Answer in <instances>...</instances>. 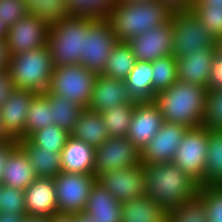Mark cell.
I'll list each match as a JSON object with an SVG mask.
<instances>
[{
	"label": "cell",
	"mask_w": 222,
	"mask_h": 222,
	"mask_svg": "<svg viewBox=\"0 0 222 222\" xmlns=\"http://www.w3.org/2000/svg\"><path fill=\"white\" fill-rule=\"evenodd\" d=\"M136 58L127 42L119 41L111 50L101 75L125 81L135 66Z\"/></svg>",
	"instance_id": "cell-29"
},
{
	"label": "cell",
	"mask_w": 222,
	"mask_h": 222,
	"mask_svg": "<svg viewBox=\"0 0 222 222\" xmlns=\"http://www.w3.org/2000/svg\"><path fill=\"white\" fill-rule=\"evenodd\" d=\"M26 214H8L0 211V222H23Z\"/></svg>",
	"instance_id": "cell-48"
},
{
	"label": "cell",
	"mask_w": 222,
	"mask_h": 222,
	"mask_svg": "<svg viewBox=\"0 0 222 222\" xmlns=\"http://www.w3.org/2000/svg\"><path fill=\"white\" fill-rule=\"evenodd\" d=\"M146 195L166 211L195 198L199 184L173 163H142Z\"/></svg>",
	"instance_id": "cell-1"
},
{
	"label": "cell",
	"mask_w": 222,
	"mask_h": 222,
	"mask_svg": "<svg viewBox=\"0 0 222 222\" xmlns=\"http://www.w3.org/2000/svg\"><path fill=\"white\" fill-rule=\"evenodd\" d=\"M14 88L47 92L55 64L47 45L11 56L8 65Z\"/></svg>",
	"instance_id": "cell-5"
},
{
	"label": "cell",
	"mask_w": 222,
	"mask_h": 222,
	"mask_svg": "<svg viewBox=\"0 0 222 222\" xmlns=\"http://www.w3.org/2000/svg\"><path fill=\"white\" fill-rule=\"evenodd\" d=\"M215 50L222 55V35L215 39Z\"/></svg>",
	"instance_id": "cell-55"
},
{
	"label": "cell",
	"mask_w": 222,
	"mask_h": 222,
	"mask_svg": "<svg viewBox=\"0 0 222 222\" xmlns=\"http://www.w3.org/2000/svg\"><path fill=\"white\" fill-rule=\"evenodd\" d=\"M209 130L200 125L188 128L172 163L203 187V173L208 153Z\"/></svg>",
	"instance_id": "cell-8"
},
{
	"label": "cell",
	"mask_w": 222,
	"mask_h": 222,
	"mask_svg": "<svg viewBox=\"0 0 222 222\" xmlns=\"http://www.w3.org/2000/svg\"><path fill=\"white\" fill-rule=\"evenodd\" d=\"M50 26L27 14L8 28L7 47L10 55L35 50L47 45Z\"/></svg>",
	"instance_id": "cell-13"
},
{
	"label": "cell",
	"mask_w": 222,
	"mask_h": 222,
	"mask_svg": "<svg viewBox=\"0 0 222 222\" xmlns=\"http://www.w3.org/2000/svg\"><path fill=\"white\" fill-rule=\"evenodd\" d=\"M112 196L121 204L125 201L146 195L144 167L142 163L101 173L96 177Z\"/></svg>",
	"instance_id": "cell-12"
},
{
	"label": "cell",
	"mask_w": 222,
	"mask_h": 222,
	"mask_svg": "<svg viewBox=\"0 0 222 222\" xmlns=\"http://www.w3.org/2000/svg\"><path fill=\"white\" fill-rule=\"evenodd\" d=\"M173 12L191 11L195 0H158Z\"/></svg>",
	"instance_id": "cell-46"
},
{
	"label": "cell",
	"mask_w": 222,
	"mask_h": 222,
	"mask_svg": "<svg viewBox=\"0 0 222 222\" xmlns=\"http://www.w3.org/2000/svg\"><path fill=\"white\" fill-rule=\"evenodd\" d=\"M7 140H11V138L4 131L3 126H2V122L0 119V143L3 141H7Z\"/></svg>",
	"instance_id": "cell-54"
},
{
	"label": "cell",
	"mask_w": 222,
	"mask_h": 222,
	"mask_svg": "<svg viewBox=\"0 0 222 222\" xmlns=\"http://www.w3.org/2000/svg\"><path fill=\"white\" fill-rule=\"evenodd\" d=\"M197 196L205 204L208 222H222V186L199 187Z\"/></svg>",
	"instance_id": "cell-38"
},
{
	"label": "cell",
	"mask_w": 222,
	"mask_h": 222,
	"mask_svg": "<svg viewBox=\"0 0 222 222\" xmlns=\"http://www.w3.org/2000/svg\"><path fill=\"white\" fill-rule=\"evenodd\" d=\"M96 17L72 15L50 26L47 47L55 67L79 65L85 56V35Z\"/></svg>",
	"instance_id": "cell-4"
},
{
	"label": "cell",
	"mask_w": 222,
	"mask_h": 222,
	"mask_svg": "<svg viewBox=\"0 0 222 222\" xmlns=\"http://www.w3.org/2000/svg\"><path fill=\"white\" fill-rule=\"evenodd\" d=\"M69 136L68 132L52 124L32 133L27 139L40 150H52V152L61 153Z\"/></svg>",
	"instance_id": "cell-35"
},
{
	"label": "cell",
	"mask_w": 222,
	"mask_h": 222,
	"mask_svg": "<svg viewBox=\"0 0 222 222\" xmlns=\"http://www.w3.org/2000/svg\"><path fill=\"white\" fill-rule=\"evenodd\" d=\"M122 204L97 181L93 184L84 212L97 222H121Z\"/></svg>",
	"instance_id": "cell-22"
},
{
	"label": "cell",
	"mask_w": 222,
	"mask_h": 222,
	"mask_svg": "<svg viewBox=\"0 0 222 222\" xmlns=\"http://www.w3.org/2000/svg\"><path fill=\"white\" fill-rule=\"evenodd\" d=\"M18 145V140L11 139L0 143V184H2L3 170L11 151Z\"/></svg>",
	"instance_id": "cell-45"
},
{
	"label": "cell",
	"mask_w": 222,
	"mask_h": 222,
	"mask_svg": "<svg viewBox=\"0 0 222 222\" xmlns=\"http://www.w3.org/2000/svg\"><path fill=\"white\" fill-rule=\"evenodd\" d=\"M119 41L107 18H97L85 35V56L80 64L87 70L101 74L106 66L111 50Z\"/></svg>",
	"instance_id": "cell-10"
},
{
	"label": "cell",
	"mask_w": 222,
	"mask_h": 222,
	"mask_svg": "<svg viewBox=\"0 0 222 222\" xmlns=\"http://www.w3.org/2000/svg\"><path fill=\"white\" fill-rule=\"evenodd\" d=\"M50 222H76L75 214L55 213L50 217Z\"/></svg>",
	"instance_id": "cell-49"
},
{
	"label": "cell",
	"mask_w": 222,
	"mask_h": 222,
	"mask_svg": "<svg viewBox=\"0 0 222 222\" xmlns=\"http://www.w3.org/2000/svg\"><path fill=\"white\" fill-rule=\"evenodd\" d=\"M137 102L134 100L132 103L122 104L100 112L109 137H127Z\"/></svg>",
	"instance_id": "cell-32"
},
{
	"label": "cell",
	"mask_w": 222,
	"mask_h": 222,
	"mask_svg": "<svg viewBox=\"0 0 222 222\" xmlns=\"http://www.w3.org/2000/svg\"><path fill=\"white\" fill-rule=\"evenodd\" d=\"M172 55L175 57L192 56L198 51L215 48L214 36L193 11L174 12Z\"/></svg>",
	"instance_id": "cell-6"
},
{
	"label": "cell",
	"mask_w": 222,
	"mask_h": 222,
	"mask_svg": "<svg viewBox=\"0 0 222 222\" xmlns=\"http://www.w3.org/2000/svg\"><path fill=\"white\" fill-rule=\"evenodd\" d=\"M70 135L76 139L83 140L94 148L102 145L110 138L102 115L88 108H84L81 111L74 130Z\"/></svg>",
	"instance_id": "cell-24"
},
{
	"label": "cell",
	"mask_w": 222,
	"mask_h": 222,
	"mask_svg": "<svg viewBox=\"0 0 222 222\" xmlns=\"http://www.w3.org/2000/svg\"><path fill=\"white\" fill-rule=\"evenodd\" d=\"M164 123L158 106L153 101L135 104L127 138L142 151Z\"/></svg>",
	"instance_id": "cell-16"
},
{
	"label": "cell",
	"mask_w": 222,
	"mask_h": 222,
	"mask_svg": "<svg viewBox=\"0 0 222 222\" xmlns=\"http://www.w3.org/2000/svg\"><path fill=\"white\" fill-rule=\"evenodd\" d=\"M29 15L49 26L71 16L67 0H23Z\"/></svg>",
	"instance_id": "cell-31"
},
{
	"label": "cell",
	"mask_w": 222,
	"mask_h": 222,
	"mask_svg": "<svg viewBox=\"0 0 222 222\" xmlns=\"http://www.w3.org/2000/svg\"><path fill=\"white\" fill-rule=\"evenodd\" d=\"M133 101L125 81L97 74L88 109L100 113Z\"/></svg>",
	"instance_id": "cell-18"
},
{
	"label": "cell",
	"mask_w": 222,
	"mask_h": 222,
	"mask_svg": "<svg viewBox=\"0 0 222 222\" xmlns=\"http://www.w3.org/2000/svg\"><path fill=\"white\" fill-rule=\"evenodd\" d=\"M95 148L69 136L61 151L62 172L94 174Z\"/></svg>",
	"instance_id": "cell-21"
},
{
	"label": "cell",
	"mask_w": 222,
	"mask_h": 222,
	"mask_svg": "<svg viewBox=\"0 0 222 222\" xmlns=\"http://www.w3.org/2000/svg\"><path fill=\"white\" fill-rule=\"evenodd\" d=\"M152 64L136 60L135 66L125 80L128 93L135 101H153Z\"/></svg>",
	"instance_id": "cell-27"
},
{
	"label": "cell",
	"mask_w": 222,
	"mask_h": 222,
	"mask_svg": "<svg viewBox=\"0 0 222 222\" xmlns=\"http://www.w3.org/2000/svg\"><path fill=\"white\" fill-rule=\"evenodd\" d=\"M203 186H222V131L209 130Z\"/></svg>",
	"instance_id": "cell-28"
},
{
	"label": "cell",
	"mask_w": 222,
	"mask_h": 222,
	"mask_svg": "<svg viewBox=\"0 0 222 222\" xmlns=\"http://www.w3.org/2000/svg\"><path fill=\"white\" fill-rule=\"evenodd\" d=\"M8 33L7 26L3 23V21L0 19V40H6Z\"/></svg>",
	"instance_id": "cell-53"
},
{
	"label": "cell",
	"mask_w": 222,
	"mask_h": 222,
	"mask_svg": "<svg viewBox=\"0 0 222 222\" xmlns=\"http://www.w3.org/2000/svg\"><path fill=\"white\" fill-rule=\"evenodd\" d=\"M43 94L50 103L52 123L71 134L84 108L57 94H51L48 91Z\"/></svg>",
	"instance_id": "cell-30"
},
{
	"label": "cell",
	"mask_w": 222,
	"mask_h": 222,
	"mask_svg": "<svg viewBox=\"0 0 222 222\" xmlns=\"http://www.w3.org/2000/svg\"><path fill=\"white\" fill-rule=\"evenodd\" d=\"M152 64L153 100L156 93L171 87L177 80V61L173 55L159 57Z\"/></svg>",
	"instance_id": "cell-33"
},
{
	"label": "cell",
	"mask_w": 222,
	"mask_h": 222,
	"mask_svg": "<svg viewBox=\"0 0 222 222\" xmlns=\"http://www.w3.org/2000/svg\"><path fill=\"white\" fill-rule=\"evenodd\" d=\"M76 222H97L93 219L92 216L88 215L85 212H78L75 214Z\"/></svg>",
	"instance_id": "cell-51"
},
{
	"label": "cell",
	"mask_w": 222,
	"mask_h": 222,
	"mask_svg": "<svg viewBox=\"0 0 222 222\" xmlns=\"http://www.w3.org/2000/svg\"><path fill=\"white\" fill-rule=\"evenodd\" d=\"M214 56L215 48L198 51L192 56L175 57L177 61L178 80L201 85L206 88Z\"/></svg>",
	"instance_id": "cell-20"
},
{
	"label": "cell",
	"mask_w": 222,
	"mask_h": 222,
	"mask_svg": "<svg viewBox=\"0 0 222 222\" xmlns=\"http://www.w3.org/2000/svg\"><path fill=\"white\" fill-rule=\"evenodd\" d=\"M27 14L23 0H0V19L7 28Z\"/></svg>",
	"instance_id": "cell-42"
},
{
	"label": "cell",
	"mask_w": 222,
	"mask_h": 222,
	"mask_svg": "<svg viewBox=\"0 0 222 222\" xmlns=\"http://www.w3.org/2000/svg\"><path fill=\"white\" fill-rule=\"evenodd\" d=\"M202 125L222 131V90L207 91Z\"/></svg>",
	"instance_id": "cell-39"
},
{
	"label": "cell",
	"mask_w": 222,
	"mask_h": 222,
	"mask_svg": "<svg viewBox=\"0 0 222 222\" xmlns=\"http://www.w3.org/2000/svg\"><path fill=\"white\" fill-rule=\"evenodd\" d=\"M167 211L148 195L125 201L121 206V222H165Z\"/></svg>",
	"instance_id": "cell-25"
},
{
	"label": "cell",
	"mask_w": 222,
	"mask_h": 222,
	"mask_svg": "<svg viewBox=\"0 0 222 222\" xmlns=\"http://www.w3.org/2000/svg\"><path fill=\"white\" fill-rule=\"evenodd\" d=\"M207 91L222 90V55L215 50Z\"/></svg>",
	"instance_id": "cell-43"
},
{
	"label": "cell",
	"mask_w": 222,
	"mask_h": 222,
	"mask_svg": "<svg viewBox=\"0 0 222 222\" xmlns=\"http://www.w3.org/2000/svg\"><path fill=\"white\" fill-rule=\"evenodd\" d=\"M50 103L43 93H37L30 102L26 118V138L32 133L52 125Z\"/></svg>",
	"instance_id": "cell-34"
},
{
	"label": "cell",
	"mask_w": 222,
	"mask_h": 222,
	"mask_svg": "<svg viewBox=\"0 0 222 222\" xmlns=\"http://www.w3.org/2000/svg\"><path fill=\"white\" fill-rule=\"evenodd\" d=\"M59 213L84 212L93 184L94 174L60 172L54 178Z\"/></svg>",
	"instance_id": "cell-9"
},
{
	"label": "cell",
	"mask_w": 222,
	"mask_h": 222,
	"mask_svg": "<svg viewBox=\"0 0 222 222\" xmlns=\"http://www.w3.org/2000/svg\"><path fill=\"white\" fill-rule=\"evenodd\" d=\"M97 74L81 64L58 66L50 78L48 92L65 97L82 108H88Z\"/></svg>",
	"instance_id": "cell-7"
},
{
	"label": "cell",
	"mask_w": 222,
	"mask_h": 222,
	"mask_svg": "<svg viewBox=\"0 0 222 222\" xmlns=\"http://www.w3.org/2000/svg\"><path fill=\"white\" fill-rule=\"evenodd\" d=\"M187 127L164 122L153 139L141 151V163H172Z\"/></svg>",
	"instance_id": "cell-14"
},
{
	"label": "cell",
	"mask_w": 222,
	"mask_h": 222,
	"mask_svg": "<svg viewBox=\"0 0 222 222\" xmlns=\"http://www.w3.org/2000/svg\"><path fill=\"white\" fill-rule=\"evenodd\" d=\"M37 178L25 151L17 145L3 170L2 185L25 190Z\"/></svg>",
	"instance_id": "cell-23"
},
{
	"label": "cell",
	"mask_w": 222,
	"mask_h": 222,
	"mask_svg": "<svg viewBox=\"0 0 222 222\" xmlns=\"http://www.w3.org/2000/svg\"><path fill=\"white\" fill-rule=\"evenodd\" d=\"M192 11L214 38L222 35V7L193 6Z\"/></svg>",
	"instance_id": "cell-40"
},
{
	"label": "cell",
	"mask_w": 222,
	"mask_h": 222,
	"mask_svg": "<svg viewBox=\"0 0 222 222\" xmlns=\"http://www.w3.org/2000/svg\"><path fill=\"white\" fill-rule=\"evenodd\" d=\"M193 6H218V7H222V0H195Z\"/></svg>",
	"instance_id": "cell-50"
},
{
	"label": "cell",
	"mask_w": 222,
	"mask_h": 222,
	"mask_svg": "<svg viewBox=\"0 0 222 222\" xmlns=\"http://www.w3.org/2000/svg\"><path fill=\"white\" fill-rule=\"evenodd\" d=\"M14 89L8 68L0 69V108L6 103Z\"/></svg>",
	"instance_id": "cell-44"
},
{
	"label": "cell",
	"mask_w": 222,
	"mask_h": 222,
	"mask_svg": "<svg viewBox=\"0 0 222 222\" xmlns=\"http://www.w3.org/2000/svg\"><path fill=\"white\" fill-rule=\"evenodd\" d=\"M18 145L25 151L37 177L54 178L62 172L61 153L40 150L27 138L18 140Z\"/></svg>",
	"instance_id": "cell-26"
},
{
	"label": "cell",
	"mask_w": 222,
	"mask_h": 222,
	"mask_svg": "<svg viewBox=\"0 0 222 222\" xmlns=\"http://www.w3.org/2000/svg\"><path fill=\"white\" fill-rule=\"evenodd\" d=\"M26 215L51 217L58 213L53 178L37 177L24 190Z\"/></svg>",
	"instance_id": "cell-19"
},
{
	"label": "cell",
	"mask_w": 222,
	"mask_h": 222,
	"mask_svg": "<svg viewBox=\"0 0 222 222\" xmlns=\"http://www.w3.org/2000/svg\"><path fill=\"white\" fill-rule=\"evenodd\" d=\"M0 211L8 214H26L24 190L1 184Z\"/></svg>",
	"instance_id": "cell-41"
},
{
	"label": "cell",
	"mask_w": 222,
	"mask_h": 222,
	"mask_svg": "<svg viewBox=\"0 0 222 222\" xmlns=\"http://www.w3.org/2000/svg\"><path fill=\"white\" fill-rule=\"evenodd\" d=\"M71 16H88L96 18H108L111 9L118 0H67Z\"/></svg>",
	"instance_id": "cell-37"
},
{
	"label": "cell",
	"mask_w": 222,
	"mask_h": 222,
	"mask_svg": "<svg viewBox=\"0 0 222 222\" xmlns=\"http://www.w3.org/2000/svg\"><path fill=\"white\" fill-rule=\"evenodd\" d=\"M173 14L168 6L158 0L129 4L118 2L111 9L107 19L117 40L127 42L153 27L170 22Z\"/></svg>",
	"instance_id": "cell-3"
},
{
	"label": "cell",
	"mask_w": 222,
	"mask_h": 222,
	"mask_svg": "<svg viewBox=\"0 0 222 222\" xmlns=\"http://www.w3.org/2000/svg\"><path fill=\"white\" fill-rule=\"evenodd\" d=\"M10 58L11 55L7 47V41L0 40V69L8 68V65L10 63Z\"/></svg>",
	"instance_id": "cell-47"
},
{
	"label": "cell",
	"mask_w": 222,
	"mask_h": 222,
	"mask_svg": "<svg viewBox=\"0 0 222 222\" xmlns=\"http://www.w3.org/2000/svg\"><path fill=\"white\" fill-rule=\"evenodd\" d=\"M165 222H208L204 202L196 196L166 213Z\"/></svg>",
	"instance_id": "cell-36"
},
{
	"label": "cell",
	"mask_w": 222,
	"mask_h": 222,
	"mask_svg": "<svg viewBox=\"0 0 222 222\" xmlns=\"http://www.w3.org/2000/svg\"><path fill=\"white\" fill-rule=\"evenodd\" d=\"M133 55L139 61H155L159 57L172 55L173 26L171 21L151 28L148 32L127 41Z\"/></svg>",
	"instance_id": "cell-15"
},
{
	"label": "cell",
	"mask_w": 222,
	"mask_h": 222,
	"mask_svg": "<svg viewBox=\"0 0 222 222\" xmlns=\"http://www.w3.org/2000/svg\"><path fill=\"white\" fill-rule=\"evenodd\" d=\"M141 163V151L127 137H110L95 148L94 175Z\"/></svg>",
	"instance_id": "cell-11"
},
{
	"label": "cell",
	"mask_w": 222,
	"mask_h": 222,
	"mask_svg": "<svg viewBox=\"0 0 222 222\" xmlns=\"http://www.w3.org/2000/svg\"><path fill=\"white\" fill-rule=\"evenodd\" d=\"M150 1H154V0H118V2H120V3H125V4H129V3H141V2H150Z\"/></svg>",
	"instance_id": "cell-56"
},
{
	"label": "cell",
	"mask_w": 222,
	"mask_h": 222,
	"mask_svg": "<svg viewBox=\"0 0 222 222\" xmlns=\"http://www.w3.org/2000/svg\"><path fill=\"white\" fill-rule=\"evenodd\" d=\"M36 94L34 91L15 88L0 108L3 129L11 139L26 138L27 111Z\"/></svg>",
	"instance_id": "cell-17"
},
{
	"label": "cell",
	"mask_w": 222,
	"mask_h": 222,
	"mask_svg": "<svg viewBox=\"0 0 222 222\" xmlns=\"http://www.w3.org/2000/svg\"><path fill=\"white\" fill-rule=\"evenodd\" d=\"M23 222H50V217L26 215Z\"/></svg>",
	"instance_id": "cell-52"
},
{
	"label": "cell",
	"mask_w": 222,
	"mask_h": 222,
	"mask_svg": "<svg viewBox=\"0 0 222 222\" xmlns=\"http://www.w3.org/2000/svg\"><path fill=\"white\" fill-rule=\"evenodd\" d=\"M207 89L201 85L177 80L171 87L155 94L164 122L181 124L187 128L202 125Z\"/></svg>",
	"instance_id": "cell-2"
}]
</instances>
